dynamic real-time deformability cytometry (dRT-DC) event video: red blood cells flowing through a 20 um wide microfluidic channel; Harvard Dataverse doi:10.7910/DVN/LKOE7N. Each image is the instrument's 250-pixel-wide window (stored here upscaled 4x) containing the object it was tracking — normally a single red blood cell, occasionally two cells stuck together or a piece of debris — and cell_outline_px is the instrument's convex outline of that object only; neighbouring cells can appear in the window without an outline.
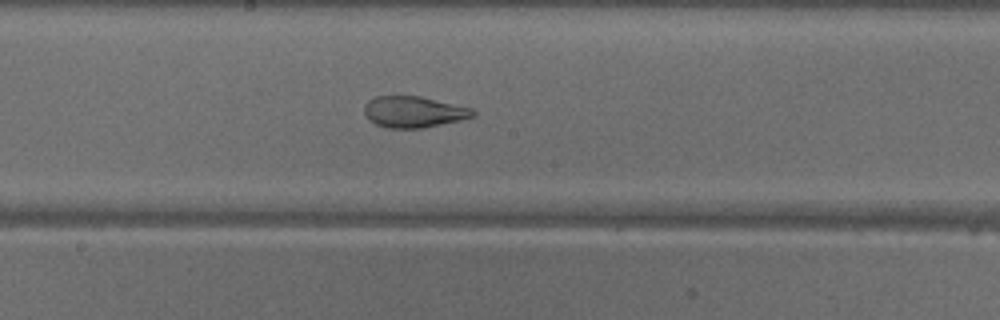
{"species": "common noctule bat (a hibernating species)", "species_latin": "Nyctalus noctula", "temperature_condition": "warm", "stored_images_in_passage": 47, "camera_frame_rate_fps": 3000, "um_per_image_px": 0.085, "animal": {"sex": "male", "body_mass_g": 18.8}, "frame": {"image": 1, "passage_image": 24, "time_ms": 7.667, "image_size_px": [1000, 320], "cell_outline_px": [[476, 116], [460, 120], [420, 128], [388, 128], [376, 124], [368, 120], [364, 112], [364, 104], [368, 100], [376, 96], [420, 96], [472, 108], [476, 112]], "centroid_in_image_um": [35.14, 9.5], "position_along_channel_um": 213.1, "area_um2": 19.77}}
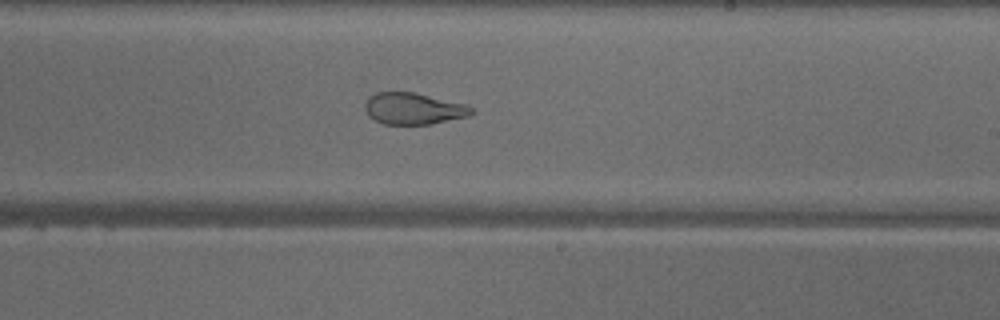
{"frame": {"image": 2, "passage_image": 27, "time_ms": 8.667, "image_size_px": [1000, 320], "cell_outline_px": [[476, 112], [468, 116], [428, 124], [384, 124], [368, 116], [364, 108], [364, 104], [368, 96], [376, 92], [412, 92], [464, 104], [472, 108]], "centroid_in_image_um": [35.09, 9.23], "position_along_channel_um": 253.9, "area_um2": 19.42}}
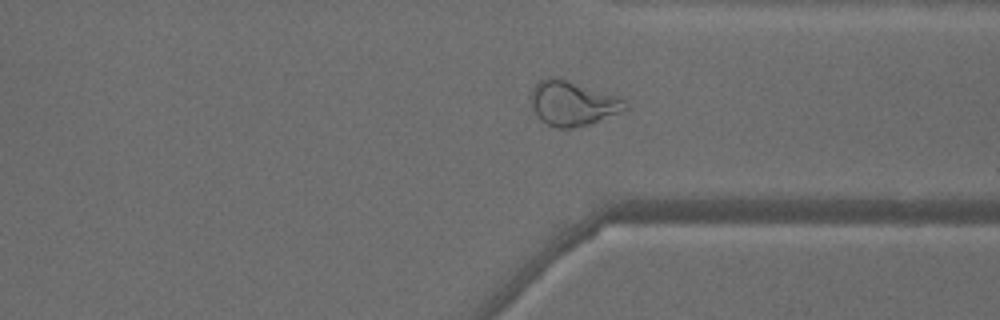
{"frame": {"image": 3, "passage_image": 35, "time_ms": 11.333, "image_size_px": [1000, 320], "cell_outline_px": [[628, 108], [620, 112], [588, 124], [572, 128], [556, 128], [540, 120], [532, 108], [528, 96], [532, 88], [540, 80], [548, 76], [552, 76], [568, 80], [624, 100], [628, 104]], "centroid_in_image_um": [48.58, 8.78], "position_along_channel_um": 362.8, "area_um2": 24.28}, "authors_computed_cell_mechanics": {"area_um2": 26.2412, "velocity_mm_per_s": 4.0893, "shape_relaxation_time_tau1_ms": null, "shape_relaxation_time_tau2_ms": 1.4326, "deformation_change_tau1": null, "deformation_change_tau2": 0.0865}}